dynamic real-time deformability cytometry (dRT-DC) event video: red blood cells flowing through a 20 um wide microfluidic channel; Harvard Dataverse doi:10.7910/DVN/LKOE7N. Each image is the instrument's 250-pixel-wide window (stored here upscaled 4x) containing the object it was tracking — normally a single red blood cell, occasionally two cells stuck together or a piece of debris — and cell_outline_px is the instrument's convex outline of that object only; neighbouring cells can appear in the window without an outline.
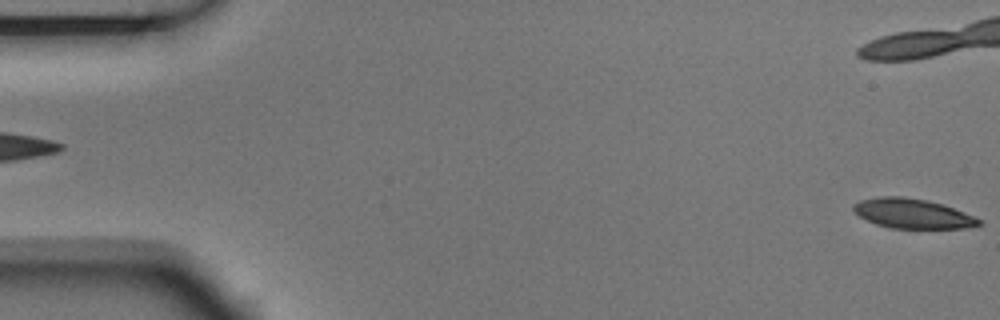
{"species": "Egyptian fruit bat (a non-hibernating species)", "species_latin": "Rousettus aegyptiacus", "temperature_condition": "room temperature", "stored_images_in_passage": 5, "segment_of_instrument_passage": [2, 2], "camera_frame_rate_fps": 3000, "um_per_image_px": 0.085, "animal": {"sex": "male"}, "frame": {"image": 1, "passage_image": 5, "time_ms": 1.333, "image_size_px": [1000, 320], "cell_outline_px": [[984, 224], [964, 228], [892, 228], [876, 224], [860, 216], [852, 208], [852, 204], [860, 200], [876, 196], [904, 196], [928, 200], [976, 216]], "centroid_in_image_um": [77.56, 18.14], "position_along_channel_um": 7.4, "area_um2": 21.68}}